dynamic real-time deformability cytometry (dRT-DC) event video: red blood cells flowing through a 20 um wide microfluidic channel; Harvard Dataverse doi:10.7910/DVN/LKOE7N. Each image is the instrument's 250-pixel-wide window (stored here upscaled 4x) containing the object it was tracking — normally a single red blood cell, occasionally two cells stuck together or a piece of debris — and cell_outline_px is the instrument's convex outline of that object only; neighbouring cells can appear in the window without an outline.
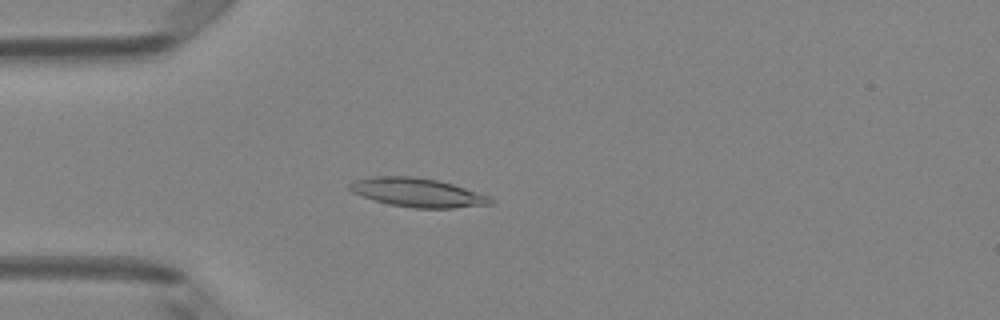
{"species": "Egyptian fruit bat (a non-hibernating species)", "species_latin": "Rousettus aegyptiacus", "temperature_condition": "room temperature", "stored_images_in_passage": 49, "camera_frame_rate_fps": 3000, "um_per_image_px": 0.085, "animal": {"sex": "female"}, "frame": {"image": 1, "passage_image": 13, "time_ms": 4.0, "image_size_px": [1000, 320], "cell_outline_px": [[492, 204], [452, 208], [416, 208], [388, 204], [352, 192], [348, 188], [348, 184], [352, 180], [376, 176], [412, 176], [436, 180], [452, 184], [492, 196]], "centroid_in_image_um": [35.49, 16.36], "position_along_channel_um": 49.5, "area_um2": 23.58}}
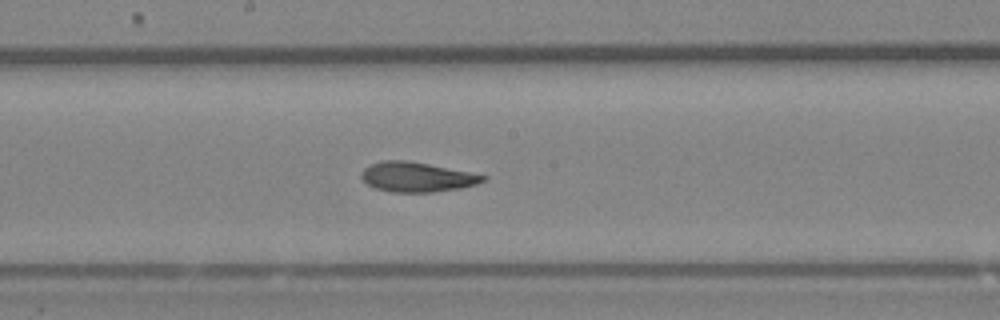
{"frame": {"image": 2, "passage_image": 26, "time_ms": 8.333, "image_size_px": [1000, 320], "cell_outline_px": [[488, 180], [476, 184], [460, 188], [432, 192], [392, 192], [376, 188], [368, 184], [360, 176], [360, 172], [368, 164], [380, 160], [408, 160], [488, 176]], "centroid_in_image_um": [35.4, 15.03], "position_along_channel_um": 212.8, "area_um2": 21.1}}
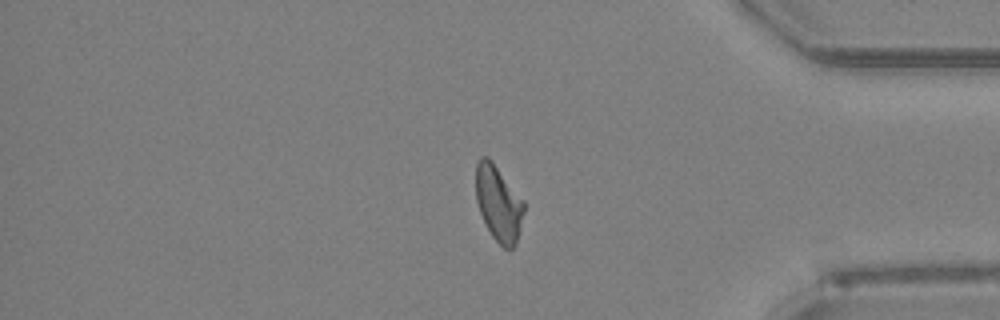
{"frame": {"image": 3, "passage_image": 41, "time_ms": 13.333, "image_size_px": [1000, 320], "cell_outline_px": [[524, 212], [516, 244], [512, 248], [504, 248], [492, 236], [480, 212], [476, 200], [476, 164], [480, 156], [488, 156], [492, 160], [524, 200]], "centroid_in_image_um": [42.38, 17.24], "position_along_channel_um": 392.8, "area_um2": 21.15}, "authors_computed_cell_mechanics": {"area_um2": 21.5016, "velocity_mm_per_s": 4.0574, "shape_relaxation_time_tau1_ms": 6.6148, "shape_relaxation_time_tau2_ms": 2.1951, "deformation_change_tau1": 0.1848, "deformation_change_tau2": 0.0978}}